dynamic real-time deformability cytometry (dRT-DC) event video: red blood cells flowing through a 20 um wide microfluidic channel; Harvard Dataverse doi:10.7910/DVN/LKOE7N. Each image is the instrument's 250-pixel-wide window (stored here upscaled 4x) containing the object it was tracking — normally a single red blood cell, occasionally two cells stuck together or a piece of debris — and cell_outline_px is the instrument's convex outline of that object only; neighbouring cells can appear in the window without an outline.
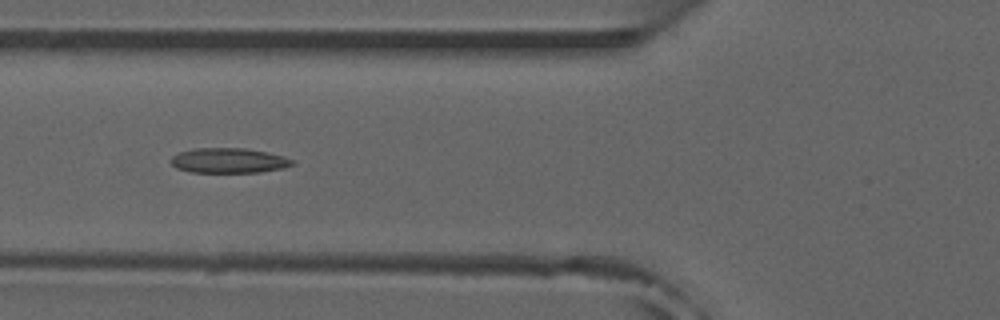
{"species": "common noctule bat (a hibernating species)", "species_latin": "Nyctalus noctula", "temperature_condition": "room temperature", "stored_images_in_passage": 46, "camera_frame_rate_fps": 3000, "um_per_image_px": 0.085, "animal": {"sex": "male", "forearm_length_mm": 52.5}, "frame": {"image": 1, "passage_image": 14, "time_ms": 4.333, "image_size_px": [1000, 320], "cell_outline_px": [[296, 164], [284, 168], [260, 172], [192, 172], [176, 168], [172, 164], [172, 156], [180, 152], [192, 148], [244, 148], [268, 152], [284, 156], [296, 160]], "centroid_in_image_um": [19.51, 13.64], "position_along_channel_um": 106.3, "area_um2": 17.8}, "authors_computed_cell_mechanics": {"area_um2": 17.2822, "velocity_mm_per_s": 3.9213, "shape_relaxation_time_tau1_ms": null, "shape_relaxation_time_tau2_ms": 7.3119, "deformation_change_tau1": null, "deformation_change_tau2": 0.1692}}